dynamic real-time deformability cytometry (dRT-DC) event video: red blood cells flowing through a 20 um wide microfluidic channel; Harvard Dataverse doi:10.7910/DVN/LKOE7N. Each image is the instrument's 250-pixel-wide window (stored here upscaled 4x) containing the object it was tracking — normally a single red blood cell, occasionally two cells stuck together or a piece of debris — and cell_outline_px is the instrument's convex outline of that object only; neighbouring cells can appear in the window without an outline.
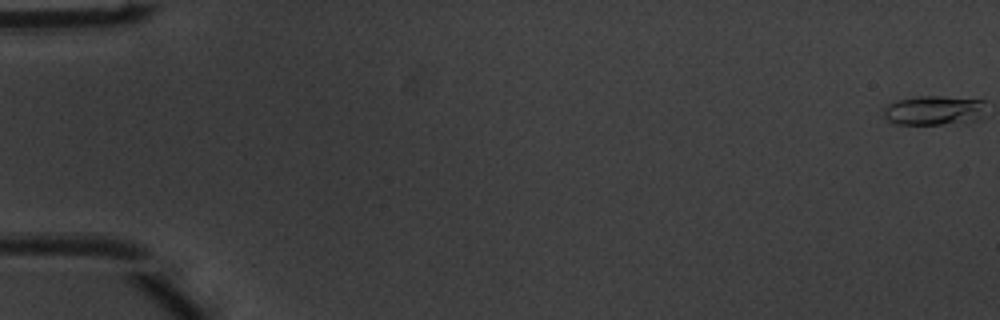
{"species": "common noctule bat (a hibernating species)", "species_latin": "Nyctalus noctula", "temperature_condition": "warm", "stored_images_in_passage": 52, "camera_frame_rate_fps": 3000, "um_per_image_px": 0.085, "animal": {"sex": "male", "body_mass_g": 20.1, "forearm_length_mm": 53.5}, "frame": {"image": 1, "passage_image": 1, "time_ms": 0.0, "image_size_px": [1000, 320], "cell_outline_px": [[984, 100], [980, 120], [968, 124], [896, 124], [888, 120], [884, 116], [880, 108], [896, 100], [912, 96], [940, 96]], "centroid_in_image_um": [79.35, 9.39], "position_along_channel_um": 5.7, "area_um2": 18.03}}
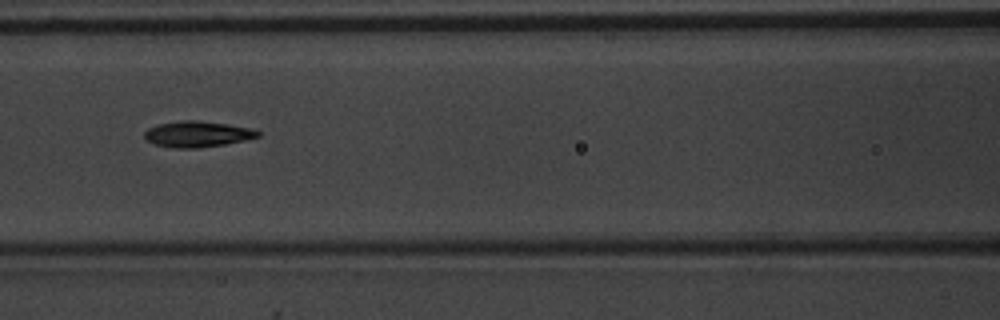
{"frame": {"image": 2, "passage_image": 24, "time_ms": 7.667, "image_size_px": [1000, 320], "cell_outline_px": [[260, 136], [244, 140], [224, 144], [196, 148], [172, 148], [152, 144], [144, 136], [144, 132], [148, 128], [160, 124], [180, 120], [196, 120], [228, 124], [252, 128], [260, 132]], "centroid_in_image_um": [16.76, 11.4], "position_along_channel_um": 149.8, "area_um2": 17.11}}
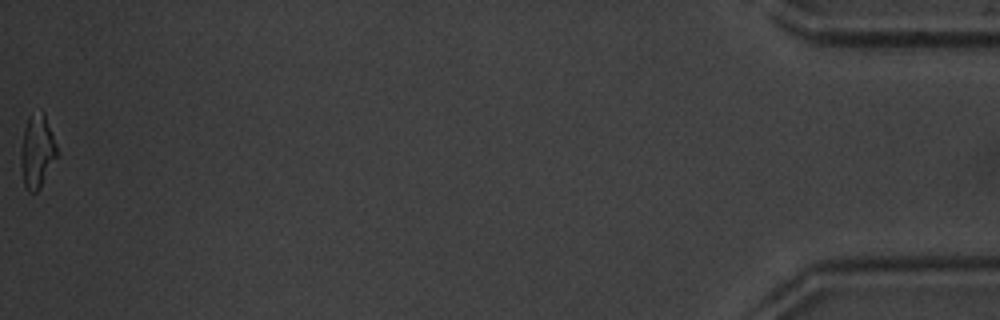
{"frame": {"image": 3, "passage_image": 52, "time_ms": 17.0, "image_size_px": [1000, 320], "cell_outline_px": [[56, 156], [40, 188], [36, 192], [28, 192], [24, 184], [20, 164], [20, 152], [24, 128], [28, 116], [44, 112], [56, 148]], "centroid_in_image_um": [3.1, 12.9], "position_along_channel_um": 432.1, "area_um2": 14.91}, "authors_computed_cell_mechanics": {"area_um2": 16.2707, "velocity_mm_per_s": 4.0339, "shape_relaxation_time_tau1_ms": 4.0674, "shape_relaxation_time_tau2_ms": 2.3347, "deformation_change_tau1": 0.2014, "deformation_change_tau2": 0.1037}}